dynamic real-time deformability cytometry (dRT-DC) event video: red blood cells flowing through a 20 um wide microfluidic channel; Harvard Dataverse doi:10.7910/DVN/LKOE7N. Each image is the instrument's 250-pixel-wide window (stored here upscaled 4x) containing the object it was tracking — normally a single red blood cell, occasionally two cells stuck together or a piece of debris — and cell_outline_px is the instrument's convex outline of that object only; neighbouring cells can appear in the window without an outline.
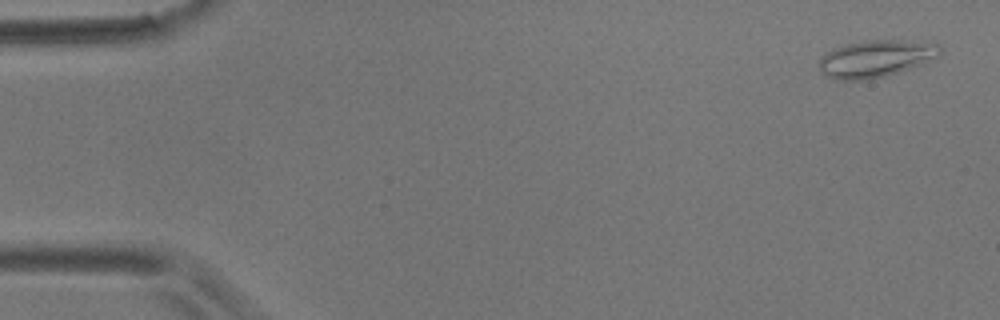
{"species": "common noctule bat (a hibernating species)", "species_latin": "Nyctalus noctula", "temperature_condition": "room temperature", "stored_images_in_passage": 5, "camera_frame_rate_fps": 3000, "um_per_image_px": 0.085, "animal": {"sex": "male", "body_mass_g": 17.9}, "frame": {"image": 1, "passage_image": 1, "time_ms": 0.0, "image_size_px": [1000, 320], "cell_outline_px": [[944, 48], [940, 56], [924, 64], [884, 76], [868, 80], [836, 80], [820, 72], [820, 60], [832, 48], [848, 44], [868, 40], [900, 40], [940, 44]], "centroid_in_image_um": [74.51, 4.98], "position_along_channel_um": 10.5, "area_um2": 26.18}}